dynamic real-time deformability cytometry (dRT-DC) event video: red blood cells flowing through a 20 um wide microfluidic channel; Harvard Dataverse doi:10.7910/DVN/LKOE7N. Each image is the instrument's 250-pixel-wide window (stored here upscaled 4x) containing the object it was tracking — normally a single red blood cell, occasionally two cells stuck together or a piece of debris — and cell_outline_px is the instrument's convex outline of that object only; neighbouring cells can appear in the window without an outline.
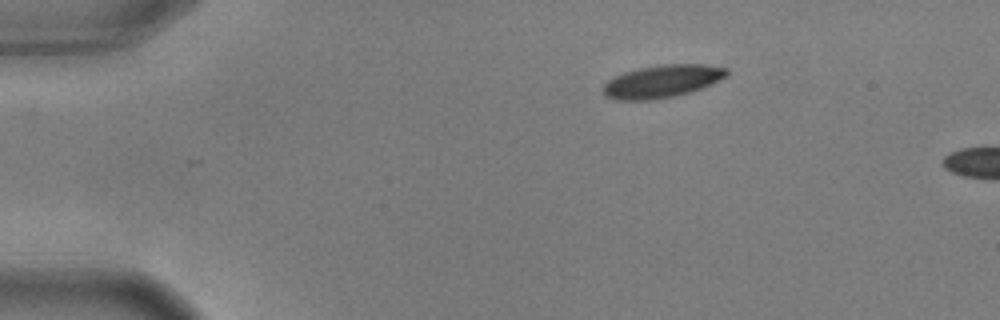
{"species": "common noctule bat (a hibernating species)", "species_latin": "Nyctalus noctula", "temperature_condition": "warm", "stored_images_in_passage": 12, "camera_frame_rate_fps": 3000, "um_per_image_px": 0.085, "animal": {"sex": "male", "body_mass_g": 17.9, "forearm_length_mm": 54.2}, "frame": {"image": 1, "passage_image": 1, "time_ms": 0.0, "image_size_px": [1000, 320], "cell_outline_px": [[728, 76], [700, 88], [688, 92], [672, 96], [648, 100], [616, 100], [604, 96], [600, 88], [612, 76], [624, 72], [640, 68], [660, 64], [704, 64], [728, 68]], "centroid_in_image_um": [56.22, 6.9], "position_along_channel_um": 28.8, "area_um2": 23.58}}
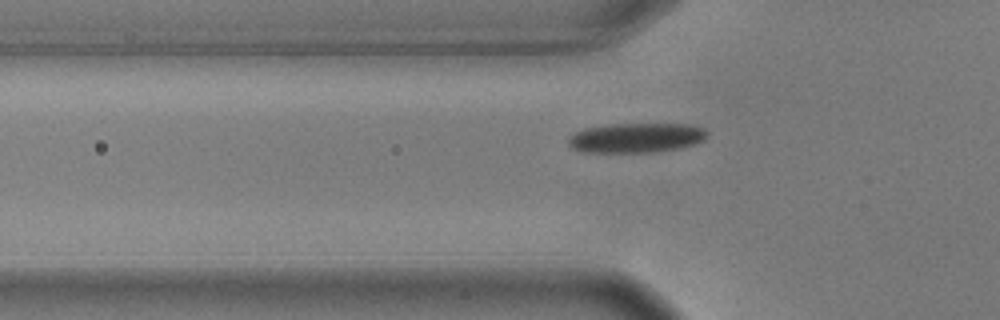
{"frame": {"image": 2, "passage_image": 10, "time_ms": 3.0, "image_size_px": [1000, 320], "cell_outline_px": [[708, 136], [704, 140], [696, 144], [680, 148], [656, 152], [580, 152], [572, 148], [568, 144], [568, 136], [584, 128], [608, 124], [688, 124], [704, 128], [708, 132]], "centroid_in_image_um": [54.08, 11.71], "position_along_channel_um": 71.7, "area_um2": 24.33}}